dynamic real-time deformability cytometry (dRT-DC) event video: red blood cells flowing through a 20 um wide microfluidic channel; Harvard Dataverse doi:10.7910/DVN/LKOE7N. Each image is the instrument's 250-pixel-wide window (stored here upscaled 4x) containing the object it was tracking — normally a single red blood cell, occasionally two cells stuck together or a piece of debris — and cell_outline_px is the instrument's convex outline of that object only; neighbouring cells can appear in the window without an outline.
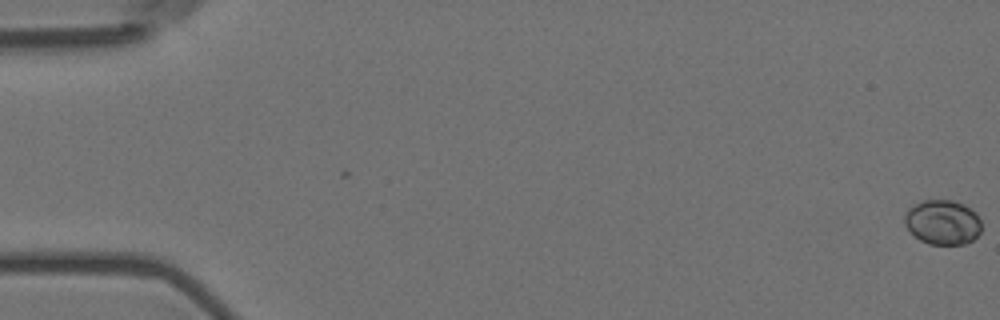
{"species": "Egyptian fruit bat (a non-hibernating species)", "species_latin": "Rousettus aegyptiacus", "temperature_condition": "room temperature", "stored_images_in_passage": 6, "camera_frame_rate_fps": 3000, "um_per_image_px": 0.085, "animal": {"sex": "female"}, "frame": {"image": 1, "passage_image": 1, "time_ms": 0.0, "image_size_px": [1000, 320], "cell_outline_px": [[980, 232], [972, 240], [964, 244], [928, 244], [920, 240], [904, 224], [904, 216], [908, 208], [920, 200], [952, 200], [964, 204], [976, 212], [980, 220]], "centroid_in_image_um": [80.11, 18.87], "position_along_channel_um": 4.9, "area_um2": 20.06}}
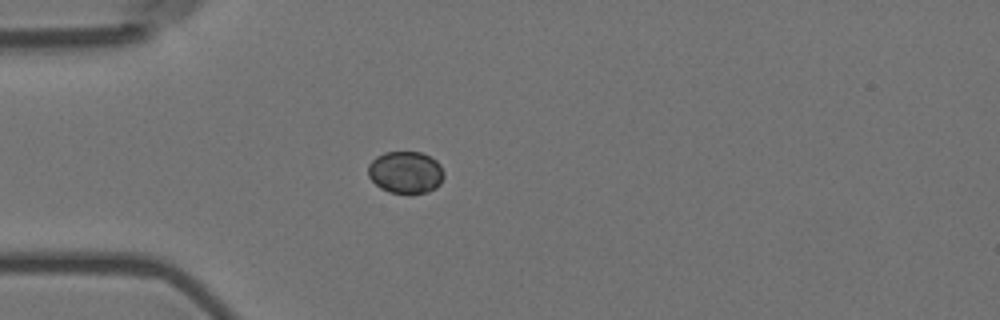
{"frame": {"image": 2, "passage_image": 5, "time_ms": 1.333, "image_size_px": [1000, 320], "cell_outline_px": [[444, 176], [440, 184], [436, 188], [428, 192], [412, 196], [388, 192], [380, 188], [368, 176], [368, 164], [376, 156], [384, 152], [420, 152], [436, 160], [440, 164], [444, 172]], "centroid_in_image_um": [34.48, 14.69], "position_along_channel_um": 50.5, "area_um2": 19.13}}